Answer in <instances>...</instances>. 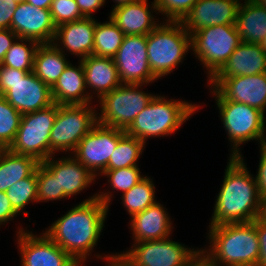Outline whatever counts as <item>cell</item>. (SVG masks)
<instances>
[{
  "instance_id": "obj_19",
  "label": "cell",
  "mask_w": 266,
  "mask_h": 266,
  "mask_svg": "<svg viewBox=\"0 0 266 266\" xmlns=\"http://www.w3.org/2000/svg\"><path fill=\"white\" fill-rule=\"evenodd\" d=\"M69 155L59 159L53 155L43 162L54 173V178L58 180L60 200L76 196L97 179L74 156Z\"/></svg>"
},
{
  "instance_id": "obj_25",
  "label": "cell",
  "mask_w": 266,
  "mask_h": 266,
  "mask_svg": "<svg viewBox=\"0 0 266 266\" xmlns=\"http://www.w3.org/2000/svg\"><path fill=\"white\" fill-rule=\"evenodd\" d=\"M78 61L80 62L78 66L69 63L51 87L54 103L58 105H86L93 102L90 98V89L86 90L84 67L81 60Z\"/></svg>"
},
{
  "instance_id": "obj_48",
  "label": "cell",
  "mask_w": 266,
  "mask_h": 266,
  "mask_svg": "<svg viewBox=\"0 0 266 266\" xmlns=\"http://www.w3.org/2000/svg\"><path fill=\"white\" fill-rule=\"evenodd\" d=\"M259 219L266 223V196L262 197Z\"/></svg>"
},
{
  "instance_id": "obj_53",
  "label": "cell",
  "mask_w": 266,
  "mask_h": 266,
  "mask_svg": "<svg viewBox=\"0 0 266 266\" xmlns=\"http://www.w3.org/2000/svg\"><path fill=\"white\" fill-rule=\"evenodd\" d=\"M5 150L6 148L2 144H0V157Z\"/></svg>"
},
{
  "instance_id": "obj_38",
  "label": "cell",
  "mask_w": 266,
  "mask_h": 266,
  "mask_svg": "<svg viewBox=\"0 0 266 266\" xmlns=\"http://www.w3.org/2000/svg\"><path fill=\"white\" fill-rule=\"evenodd\" d=\"M51 18L57 27L67 22L78 21L85 18L75 0H52L50 6Z\"/></svg>"
},
{
  "instance_id": "obj_51",
  "label": "cell",
  "mask_w": 266,
  "mask_h": 266,
  "mask_svg": "<svg viewBox=\"0 0 266 266\" xmlns=\"http://www.w3.org/2000/svg\"><path fill=\"white\" fill-rule=\"evenodd\" d=\"M260 45L262 46L263 50L266 52V35L264 39L262 40V42L260 43Z\"/></svg>"
},
{
  "instance_id": "obj_52",
  "label": "cell",
  "mask_w": 266,
  "mask_h": 266,
  "mask_svg": "<svg viewBox=\"0 0 266 266\" xmlns=\"http://www.w3.org/2000/svg\"><path fill=\"white\" fill-rule=\"evenodd\" d=\"M264 129H265L264 130V138H263V143L262 144L266 146V135H265L266 134L265 133L266 132V116H265V127H264Z\"/></svg>"
},
{
  "instance_id": "obj_34",
  "label": "cell",
  "mask_w": 266,
  "mask_h": 266,
  "mask_svg": "<svg viewBox=\"0 0 266 266\" xmlns=\"http://www.w3.org/2000/svg\"><path fill=\"white\" fill-rule=\"evenodd\" d=\"M22 114L0 95V144L6 149L13 143Z\"/></svg>"
},
{
  "instance_id": "obj_41",
  "label": "cell",
  "mask_w": 266,
  "mask_h": 266,
  "mask_svg": "<svg viewBox=\"0 0 266 266\" xmlns=\"http://www.w3.org/2000/svg\"><path fill=\"white\" fill-rule=\"evenodd\" d=\"M17 4L11 0H0V29H11V21Z\"/></svg>"
},
{
  "instance_id": "obj_36",
  "label": "cell",
  "mask_w": 266,
  "mask_h": 266,
  "mask_svg": "<svg viewBox=\"0 0 266 266\" xmlns=\"http://www.w3.org/2000/svg\"><path fill=\"white\" fill-rule=\"evenodd\" d=\"M37 203L59 200V184L54 173L43 163L36 168Z\"/></svg>"
},
{
  "instance_id": "obj_33",
  "label": "cell",
  "mask_w": 266,
  "mask_h": 266,
  "mask_svg": "<svg viewBox=\"0 0 266 266\" xmlns=\"http://www.w3.org/2000/svg\"><path fill=\"white\" fill-rule=\"evenodd\" d=\"M13 208L21 215L28 216V212L24 211L30 203H37V178L36 170L24 179L14 183L6 191Z\"/></svg>"
},
{
  "instance_id": "obj_17",
  "label": "cell",
  "mask_w": 266,
  "mask_h": 266,
  "mask_svg": "<svg viewBox=\"0 0 266 266\" xmlns=\"http://www.w3.org/2000/svg\"><path fill=\"white\" fill-rule=\"evenodd\" d=\"M11 30L18 38L31 39L39 44L53 43L56 26L49 9L37 8L26 1L17 4Z\"/></svg>"
},
{
  "instance_id": "obj_27",
  "label": "cell",
  "mask_w": 266,
  "mask_h": 266,
  "mask_svg": "<svg viewBox=\"0 0 266 266\" xmlns=\"http://www.w3.org/2000/svg\"><path fill=\"white\" fill-rule=\"evenodd\" d=\"M66 55L53 43L39 44L34 55L33 73L52 87L70 63Z\"/></svg>"
},
{
  "instance_id": "obj_47",
  "label": "cell",
  "mask_w": 266,
  "mask_h": 266,
  "mask_svg": "<svg viewBox=\"0 0 266 266\" xmlns=\"http://www.w3.org/2000/svg\"><path fill=\"white\" fill-rule=\"evenodd\" d=\"M27 3L42 9H50L52 0H24Z\"/></svg>"
},
{
  "instance_id": "obj_1",
  "label": "cell",
  "mask_w": 266,
  "mask_h": 266,
  "mask_svg": "<svg viewBox=\"0 0 266 266\" xmlns=\"http://www.w3.org/2000/svg\"><path fill=\"white\" fill-rule=\"evenodd\" d=\"M105 190L72 207L43 231L81 266L97 246L114 198L113 192Z\"/></svg>"
},
{
  "instance_id": "obj_40",
  "label": "cell",
  "mask_w": 266,
  "mask_h": 266,
  "mask_svg": "<svg viewBox=\"0 0 266 266\" xmlns=\"http://www.w3.org/2000/svg\"><path fill=\"white\" fill-rule=\"evenodd\" d=\"M254 226L259 241V259L257 266H266V223L256 218L254 220Z\"/></svg>"
},
{
  "instance_id": "obj_32",
  "label": "cell",
  "mask_w": 266,
  "mask_h": 266,
  "mask_svg": "<svg viewBox=\"0 0 266 266\" xmlns=\"http://www.w3.org/2000/svg\"><path fill=\"white\" fill-rule=\"evenodd\" d=\"M38 46L39 43L34 40L17 38L0 65L33 72L34 55Z\"/></svg>"
},
{
  "instance_id": "obj_14",
  "label": "cell",
  "mask_w": 266,
  "mask_h": 266,
  "mask_svg": "<svg viewBox=\"0 0 266 266\" xmlns=\"http://www.w3.org/2000/svg\"><path fill=\"white\" fill-rule=\"evenodd\" d=\"M122 84H144L158 80L148 63L147 35H125L113 58Z\"/></svg>"
},
{
  "instance_id": "obj_12",
  "label": "cell",
  "mask_w": 266,
  "mask_h": 266,
  "mask_svg": "<svg viewBox=\"0 0 266 266\" xmlns=\"http://www.w3.org/2000/svg\"><path fill=\"white\" fill-rule=\"evenodd\" d=\"M201 248H188L170 240H149L134 243L123 253H117L129 266H188Z\"/></svg>"
},
{
  "instance_id": "obj_16",
  "label": "cell",
  "mask_w": 266,
  "mask_h": 266,
  "mask_svg": "<svg viewBox=\"0 0 266 266\" xmlns=\"http://www.w3.org/2000/svg\"><path fill=\"white\" fill-rule=\"evenodd\" d=\"M208 87L215 88L226 100L240 102L266 113V73L211 78Z\"/></svg>"
},
{
  "instance_id": "obj_13",
  "label": "cell",
  "mask_w": 266,
  "mask_h": 266,
  "mask_svg": "<svg viewBox=\"0 0 266 266\" xmlns=\"http://www.w3.org/2000/svg\"><path fill=\"white\" fill-rule=\"evenodd\" d=\"M125 134L124 130L97 123L71 155L97 178L107 170L109 159Z\"/></svg>"
},
{
  "instance_id": "obj_9",
  "label": "cell",
  "mask_w": 266,
  "mask_h": 266,
  "mask_svg": "<svg viewBox=\"0 0 266 266\" xmlns=\"http://www.w3.org/2000/svg\"><path fill=\"white\" fill-rule=\"evenodd\" d=\"M144 84H121L98 102L99 124L126 131L135 117L150 103L155 94L143 92Z\"/></svg>"
},
{
  "instance_id": "obj_21",
  "label": "cell",
  "mask_w": 266,
  "mask_h": 266,
  "mask_svg": "<svg viewBox=\"0 0 266 266\" xmlns=\"http://www.w3.org/2000/svg\"><path fill=\"white\" fill-rule=\"evenodd\" d=\"M148 1L140 0L112 9L109 17L125 35H148L161 23L153 15L154 12L159 14L154 0L151 4Z\"/></svg>"
},
{
  "instance_id": "obj_20",
  "label": "cell",
  "mask_w": 266,
  "mask_h": 266,
  "mask_svg": "<svg viewBox=\"0 0 266 266\" xmlns=\"http://www.w3.org/2000/svg\"><path fill=\"white\" fill-rule=\"evenodd\" d=\"M95 26L93 17L61 24L56 27L53 44L64 54L69 52L79 59L93 55Z\"/></svg>"
},
{
  "instance_id": "obj_5",
  "label": "cell",
  "mask_w": 266,
  "mask_h": 266,
  "mask_svg": "<svg viewBox=\"0 0 266 266\" xmlns=\"http://www.w3.org/2000/svg\"><path fill=\"white\" fill-rule=\"evenodd\" d=\"M162 22L147 35L148 63L158 80L177 68L192 50L191 35L182 22Z\"/></svg>"
},
{
  "instance_id": "obj_50",
  "label": "cell",
  "mask_w": 266,
  "mask_h": 266,
  "mask_svg": "<svg viewBox=\"0 0 266 266\" xmlns=\"http://www.w3.org/2000/svg\"><path fill=\"white\" fill-rule=\"evenodd\" d=\"M256 2L259 6L266 8V0H253Z\"/></svg>"
},
{
  "instance_id": "obj_4",
  "label": "cell",
  "mask_w": 266,
  "mask_h": 266,
  "mask_svg": "<svg viewBox=\"0 0 266 266\" xmlns=\"http://www.w3.org/2000/svg\"><path fill=\"white\" fill-rule=\"evenodd\" d=\"M198 109L200 105L197 103L156 94L125 132L146 145L150 137L160 138L175 133Z\"/></svg>"
},
{
  "instance_id": "obj_3",
  "label": "cell",
  "mask_w": 266,
  "mask_h": 266,
  "mask_svg": "<svg viewBox=\"0 0 266 266\" xmlns=\"http://www.w3.org/2000/svg\"><path fill=\"white\" fill-rule=\"evenodd\" d=\"M209 248H201L219 266H257L259 241L254 221L208 227Z\"/></svg>"
},
{
  "instance_id": "obj_6",
  "label": "cell",
  "mask_w": 266,
  "mask_h": 266,
  "mask_svg": "<svg viewBox=\"0 0 266 266\" xmlns=\"http://www.w3.org/2000/svg\"><path fill=\"white\" fill-rule=\"evenodd\" d=\"M210 90L231 143L230 157H242L240 147L248 141L256 140L259 146L262 145L265 113L247 104L226 100L215 88Z\"/></svg>"
},
{
  "instance_id": "obj_11",
  "label": "cell",
  "mask_w": 266,
  "mask_h": 266,
  "mask_svg": "<svg viewBox=\"0 0 266 266\" xmlns=\"http://www.w3.org/2000/svg\"><path fill=\"white\" fill-rule=\"evenodd\" d=\"M57 113L58 104L54 103L44 109L23 114L16 137L8 149L31 156L40 163L50 158V133Z\"/></svg>"
},
{
  "instance_id": "obj_28",
  "label": "cell",
  "mask_w": 266,
  "mask_h": 266,
  "mask_svg": "<svg viewBox=\"0 0 266 266\" xmlns=\"http://www.w3.org/2000/svg\"><path fill=\"white\" fill-rule=\"evenodd\" d=\"M39 163L31 156L6 149L0 157V191L6 192L14 183L29 177Z\"/></svg>"
},
{
  "instance_id": "obj_22",
  "label": "cell",
  "mask_w": 266,
  "mask_h": 266,
  "mask_svg": "<svg viewBox=\"0 0 266 266\" xmlns=\"http://www.w3.org/2000/svg\"><path fill=\"white\" fill-rule=\"evenodd\" d=\"M169 217L165 207L159 201L133 215L129 221L133 243L161 240L172 236L174 227Z\"/></svg>"
},
{
  "instance_id": "obj_7",
  "label": "cell",
  "mask_w": 266,
  "mask_h": 266,
  "mask_svg": "<svg viewBox=\"0 0 266 266\" xmlns=\"http://www.w3.org/2000/svg\"><path fill=\"white\" fill-rule=\"evenodd\" d=\"M0 95L22 115L54 104L51 87L33 72L3 65H0Z\"/></svg>"
},
{
  "instance_id": "obj_44",
  "label": "cell",
  "mask_w": 266,
  "mask_h": 266,
  "mask_svg": "<svg viewBox=\"0 0 266 266\" xmlns=\"http://www.w3.org/2000/svg\"><path fill=\"white\" fill-rule=\"evenodd\" d=\"M81 11V14L86 18H92V14L106 4V0H75Z\"/></svg>"
},
{
  "instance_id": "obj_49",
  "label": "cell",
  "mask_w": 266,
  "mask_h": 266,
  "mask_svg": "<svg viewBox=\"0 0 266 266\" xmlns=\"http://www.w3.org/2000/svg\"><path fill=\"white\" fill-rule=\"evenodd\" d=\"M115 1V5L113 9L117 8V7H120V6H123V5H126V4H131V3H134V2H137V1H140V0H113Z\"/></svg>"
},
{
  "instance_id": "obj_45",
  "label": "cell",
  "mask_w": 266,
  "mask_h": 266,
  "mask_svg": "<svg viewBox=\"0 0 266 266\" xmlns=\"http://www.w3.org/2000/svg\"><path fill=\"white\" fill-rule=\"evenodd\" d=\"M104 254H95V257H97V259H103V260H107L106 266H129L119 255L115 254H109L108 255H104Z\"/></svg>"
},
{
  "instance_id": "obj_31",
  "label": "cell",
  "mask_w": 266,
  "mask_h": 266,
  "mask_svg": "<svg viewBox=\"0 0 266 266\" xmlns=\"http://www.w3.org/2000/svg\"><path fill=\"white\" fill-rule=\"evenodd\" d=\"M145 144L132 136L125 134L112 153L107 170H115L131 166H138L137 161L141 157Z\"/></svg>"
},
{
  "instance_id": "obj_8",
  "label": "cell",
  "mask_w": 266,
  "mask_h": 266,
  "mask_svg": "<svg viewBox=\"0 0 266 266\" xmlns=\"http://www.w3.org/2000/svg\"><path fill=\"white\" fill-rule=\"evenodd\" d=\"M240 43L236 25H214L191 35V51L207 70L208 81L223 67Z\"/></svg>"
},
{
  "instance_id": "obj_2",
  "label": "cell",
  "mask_w": 266,
  "mask_h": 266,
  "mask_svg": "<svg viewBox=\"0 0 266 266\" xmlns=\"http://www.w3.org/2000/svg\"><path fill=\"white\" fill-rule=\"evenodd\" d=\"M246 166L244 157L229 156L209 227L259 218L262 198L256 178Z\"/></svg>"
},
{
  "instance_id": "obj_29",
  "label": "cell",
  "mask_w": 266,
  "mask_h": 266,
  "mask_svg": "<svg viewBox=\"0 0 266 266\" xmlns=\"http://www.w3.org/2000/svg\"><path fill=\"white\" fill-rule=\"evenodd\" d=\"M108 18L109 20L103 23L96 20L93 55L113 59L123 42L125 34L110 17Z\"/></svg>"
},
{
  "instance_id": "obj_35",
  "label": "cell",
  "mask_w": 266,
  "mask_h": 266,
  "mask_svg": "<svg viewBox=\"0 0 266 266\" xmlns=\"http://www.w3.org/2000/svg\"><path fill=\"white\" fill-rule=\"evenodd\" d=\"M101 176L108 178V186L111 190L121 191L122 194L130 190L145 177L141 175L139 166L106 170Z\"/></svg>"
},
{
  "instance_id": "obj_42",
  "label": "cell",
  "mask_w": 266,
  "mask_h": 266,
  "mask_svg": "<svg viewBox=\"0 0 266 266\" xmlns=\"http://www.w3.org/2000/svg\"><path fill=\"white\" fill-rule=\"evenodd\" d=\"M19 214L12 206L7 197L6 192L0 191V225L7 224L9 221L14 220Z\"/></svg>"
},
{
  "instance_id": "obj_26",
  "label": "cell",
  "mask_w": 266,
  "mask_h": 266,
  "mask_svg": "<svg viewBox=\"0 0 266 266\" xmlns=\"http://www.w3.org/2000/svg\"><path fill=\"white\" fill-rule=\"evenodd\" d=\"M235 25L241 42L260 44L266 35V8L253 0L241 1Z\"/></svg>"
},
{
  "instance_id": "obj_23",
  "label": "cell",
  "mask_w": 266,
  "mask_h": 266,
  "mask_svg": "<svg viewBox=\"0 0 266 266\" xmlns=\"http://www.w3.org/2000/svg\"><path fill=\"white\" fill-rule=\"evenodd\" d=\"M266 73V52L260 44L241 42L212 78H230Z\"/></svg>"
},
{
  "instance_id": "obj_15",
  "label": "cell",
  "mask_w": 266,
  "mask_h": 266,
  "mask_svg": "<svg viewBox=\"0 0 266 266\" xmlns=\"http://www.w3.org/2000/svg\"><path fill=\"white\" fill-rule=\"evenodd\" d=\"M16 233L21 266H81L44 232L35 235L21 225Z\"/></svg>"
},
{
  "instance_id": "obj_30",
  "label": "cell",
  "mask_w": 266,
  "mask_h": 266,
  "mask_svg": "<svg viewBox=\"0 0 266 266\" xmlns=\"http://www.w3.org/2000/svg\"><path fill=\"white\" fill-rule=\"evenodd\" d=\"M148 176H145L130 190L121 195L124 208L130 217L144 211L150 205L156 203L155 184Z\"/></svg>"
},
{
  "instance_id": "obj_10",
  "label": "cell",
  "mask_w": 266,
  "mask_h": 266,
  "mask_svg": "<svg viewBox=\"0 0 266 266\" xmlns=\"http://www.w3.org/2000/svg\"><path fill=\"white\" fill-rule=\"evenodd\" d=\"M95 109L97 108L92 103L58 105V113L50 133V157L57 152L72 154L75 151L78 143L98 123Z\"/></svg>"
},
{
  "instance_id": "obj_39",
  "label": "cell",
  "mask_w": 266,
  "mask_h": 266,
  "mask_svg": "<svg viewBox=\"0 0 266 266\" xmlns=\"http://www.w3.org/2000/svg\"><path fill=\"white\" fill-rule=\"evenodd\" d=\"M260 160L257 169V175H254L258 185V192L260 197L266 196V146L260 145Z\"/></svg>"
},
{
  "instance_id": "obj_37",
  "label": "cell",
  "mask_w": 266,
  "mask_h": 266,
  "mask_svg": "<svg viewBox=\"0 0 266 266\" xmlns=\"http://www.w3.org/2000/svg\"><path fill=\"white\" fill-rule=\"evenodd\" d=\"M198 0H154L164 21L182 22Z\"/></svg>"
},
{
  "instance_id": "obj_54",
  "label": "cell",
  "mask_w": 266,
  "mask_h": 266,
  "mask_svg": "<svg viewBox=\"0 0 266 266\" xmlns=\"http://www.w3.org/2000/svg\"><path fill=\"white\" fill-rule=\"evenodd\" d=\"M12 2H15L16 4H19L20 2L24 1V0H11Z\"/></svg>"
},
{
  "instance_id": "obj_46",
  "label": "cell",
  "mask_w": 266,
  "mask_h": 266,
  "mask_svg": "<svg viewBox=\"0 0 266 266\" xmlns=\"http://www.w3.org/2000/svg\"><path fill=\"white\" fill-rule=\"evenodd\" d=\"M188 266H219L214 263L203 251L199 253L190 261Z\"/></svg>"
},
{
  "instance_id": "obj_24",
  "label": "cell",
  "mask_w": 266,
  "mask_h": 266,
  "mask_svg": "<svg viewBox=\"0 0 266 266\" xmlns=\"http://www.w3.org/2000/svg\"><path fill=\"white\" fill-rule=\"evenodd\" d=\"M80 60L84 67L86 88L92 90L90 92L92 100L93 97L99 100L122 84L114 59L90 55Z\"/></svg>"
},
{
  "instance_id": "obj_43",
  "label": "cell",
  "mask_w": 266,
  "mask_h": 266,
  "mask_svg": "<svg viewBox=\"0 0 266 266\" xmlns=\"http://www.w3.org/2000/svg\"><path fill=\"white\" fill-rule=\"evenodd\" d=\"M17 38L18 36L11 29H0V64Z\"/></svg>"
},
{
  "instance_id": "obj_18",
  "label": "cell",
  "mask_w": 266,
  "mask_h": 266,
  "mask_svg": "<svg viewBox=\"0 0 266 266\" xmlns=\"http://www.w3.org/2000/svg\"><path fill=\"white\" fill-rule=\"evenodd\" d=\"M241 0H198L182 24L192 35L214 25H235Z\"/></svg>"
}]
</instances>
